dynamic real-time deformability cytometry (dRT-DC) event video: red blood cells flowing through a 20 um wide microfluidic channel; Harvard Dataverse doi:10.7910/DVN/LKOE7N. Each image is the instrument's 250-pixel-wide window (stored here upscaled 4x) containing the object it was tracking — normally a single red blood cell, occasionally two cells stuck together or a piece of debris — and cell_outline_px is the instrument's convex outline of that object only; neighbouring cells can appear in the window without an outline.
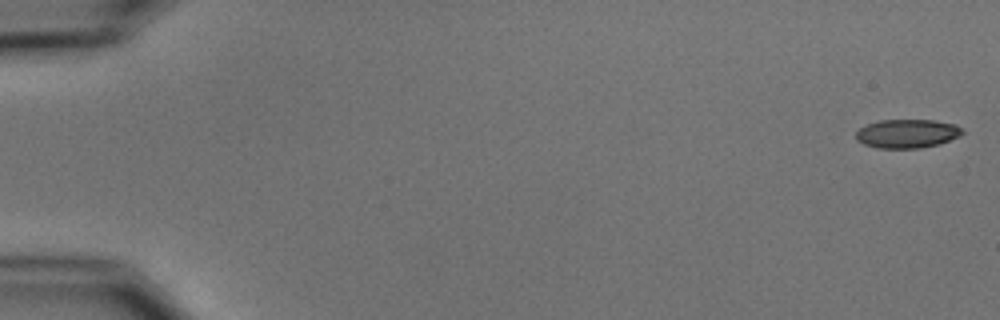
{"species": "common noctule bat (a hibernating species)", "species_latin": "Nyctalus noctula", "temperature_condition": "cold", "stored_images_in_passage": 55, "camera_frame_rate_fps": 3000, "um_per_image_px": 0.085, "animal": {"sex": "male", "body_mass_g": 15.6}, "frame": {"image": 1, "passage_image": 1, "time_ms": 0.0, "image_size_px": [1000, 320], "cell_outline_px": [[964, 132], [960, 136], [940, 144], [920, 148], [876, 148], [864, 144], [856, 140], [856, 132], [860, 128], [868, 124], [880, 120], [932, 120], [956, 124]], "centroid_in_image_um": [77.11, 11.36], "position_along_channel_um": 7.9, "area_um2": 17.86}}
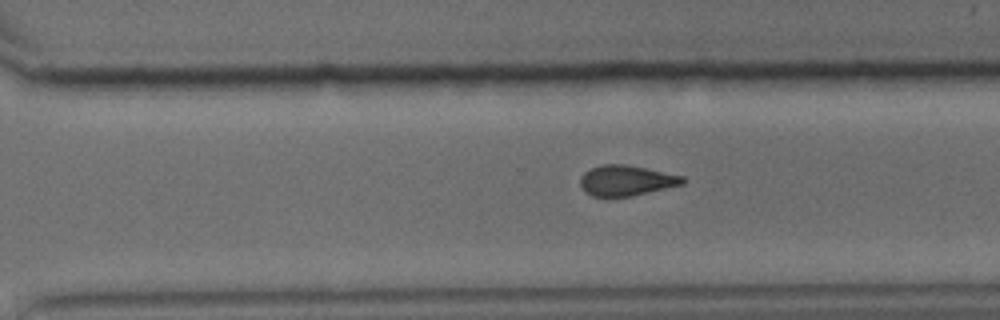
{"frame": {"image": 2, "passage_image": 38, "time_ms": 12.333, "image_size_px": [1000, 320], "cell_outline_px": [[688, 180], [684, 184], [632, 196], [592, 196], [584, 192], [580, 184], [580, 176], [584, 172], [600, 164], [628, 164], [684, 176]], "centroid_in_image_um": [53.25, 15.33], "position_along_channel_um": 317.4, "area_um2": 18.38}}
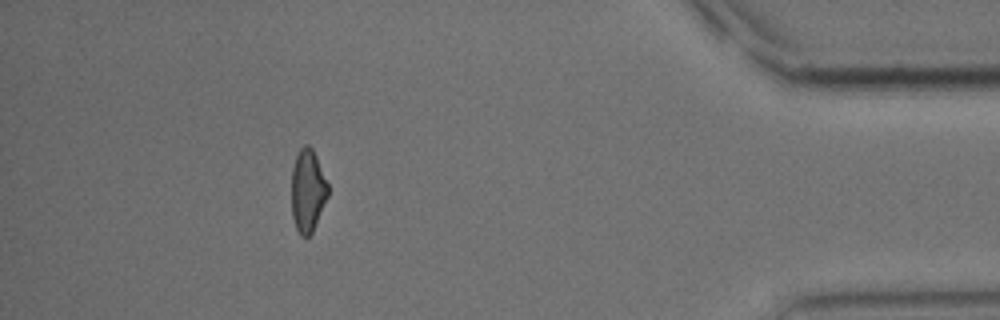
{"frame": {"image": 3, "passage_image": 49, "time_ms": 16.0, "image_size_px": [1000, 320], "cell_outline_px": [[328, 196], [312, 232], [308, 236], [300, 236], [296, 228], [292, 216], [292, 168], [296, 156], [300, 148], [304, 144], [308, 144], [312, 148], [316, 156], [328, 184]], "centroid_in_image_um": [26.15, 16.19], "position_along_channel_um": 409.1, "area_um2": 17.46}, "authors_computed_cell_mechanics": {"area_um2": 18.6116, "velocity_mm_per_s": 3.7541, "shape_relaxation_time_tau1_ms": 6.5465, "shape_relaxation_time_tau2_ms": 5.3874, "deformation_change_tau1": 0.1351, "deformation_change_tau2": 0.1412}}